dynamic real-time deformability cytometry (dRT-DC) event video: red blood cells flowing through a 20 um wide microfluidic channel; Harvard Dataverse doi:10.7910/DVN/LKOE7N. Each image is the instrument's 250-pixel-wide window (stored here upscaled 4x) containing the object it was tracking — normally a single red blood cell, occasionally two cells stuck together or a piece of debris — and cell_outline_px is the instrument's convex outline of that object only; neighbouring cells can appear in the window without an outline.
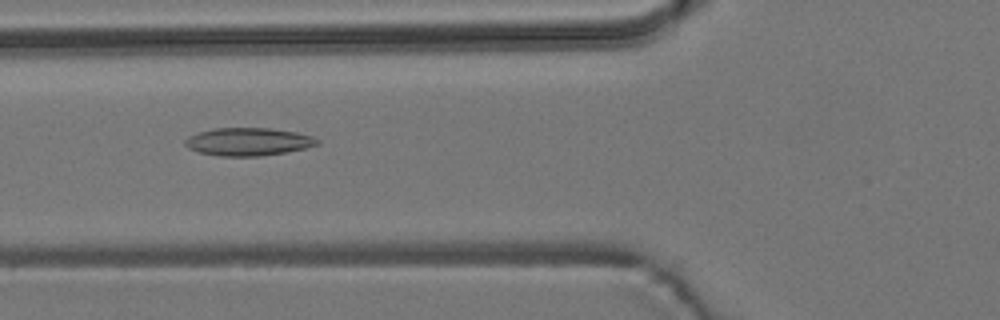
{"species": "common noctule bat (a hibernating species)", "species_latin": "Nyctalus noctula", "temperature_condition": "room temperature", "stored_images_in_passage": 54, "camera_frame_rate_fps": 3000, "um_per_image_px": 0.085, "animal": {"sex": "male", "body_mass_g": 19.2, "forearm_length_mm": 51.8}, "frame": {"image": 1, "passage_image": 20, "time_ms": 6.333, "image_size_px": [1000, 320], "cell_outline_px": [[320, 144], [304, 148], [284, 152], [260, 156], [220, 156], [200, 152], [188, 148], [184, 144], [184, 140], [188, 136], [196, 132], [212, 128], [272, 128], [296, 132], [312, 136], [320, 140]], "centroid_in_image_um": [21.08, 12.03], "position_along_channel_um": 104.7, "area_um2": 21.56}}
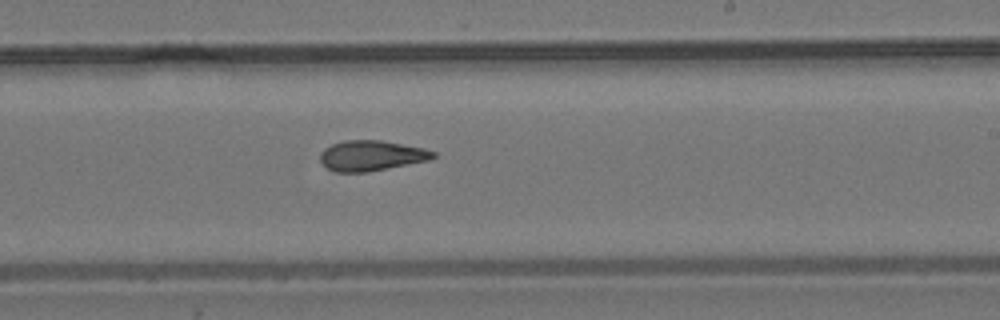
{"frame": {"image": 2, "passage_image": 32, "time_ms": 10.333, "image_size_px": [1000, 320], "cell_outline_px": [[436, 156], [428, 160], [368, 172], [336, 172], [328, 168], [320, 160], [320, 152], [324, 148], [332, 144], [344, 140], [380, 140], [424, 148], [436, 152]], "centroid_in_image_um": [31.55, 13.22], "position_along_channel_um": 257.4, "area_um2": 19.88}}
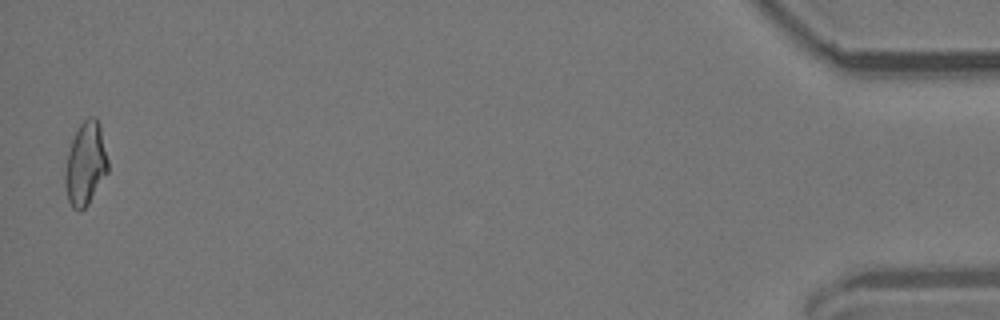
{"frame": {"image": 3, "passage_image": 53, "time_ms": 17.333, "image_size_px": [1000, 320], "cell_outline_px": [[108, 172], [88, 204], [80, 212], [72, 208], [68, 200], [64, 184], [64, 172], [68, 152], [72, 140], [80, 124], [88, 116], [96, 116], [100, 124], [108, 160]], "centroid_in_image_um": [7.27, 13.93], "position_along_channel_um": 427.9, "area_um2": 20.92}, "authors_computed_cell_mechanics": {"area_um2": 20.4323, "velocity_mm_per_s": 3.8192, "shape_relaxation_time_tau1_ms": null, "shape_relaxation_time_tau2_ms": 6.1185, "deformation_change_tau1": null, "deformation_change_tau2": 0.162}}